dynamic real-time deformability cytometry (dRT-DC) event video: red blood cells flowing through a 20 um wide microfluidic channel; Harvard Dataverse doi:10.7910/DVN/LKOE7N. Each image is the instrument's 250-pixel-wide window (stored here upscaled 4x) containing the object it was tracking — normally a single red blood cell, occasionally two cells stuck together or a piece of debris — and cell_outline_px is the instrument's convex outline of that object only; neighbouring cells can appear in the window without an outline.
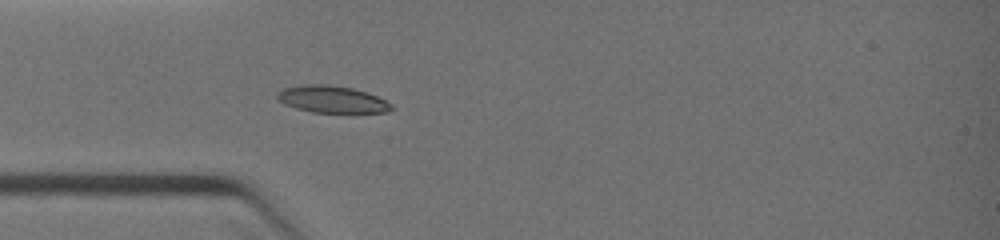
{"species": "common noctule bat (a hibernating species)", "species_latin": "Nyctalus noctula", "temperature_condition": "warm", "stored_images_in_passage": 4, "camera_frame_rate_fps": 3000, "um_per_image_px": 0.085, "animal": {"sex": "female", "body_mass_g": 19.0, "forearm_length_mm": 51.5}, "frame": {"image": 1, "passage_image": 4, "time_ms": 2.0, "image_size_px": [1000, 240], "cell_outline_px": [[392, 108], [384, 112], [312, 112], [296, 108], [284, 104], [276, 96], [276, 92], [280, 88], [304, 84], [328, 84], [352, 88], [376, 96], [392, 104]], "centroid_in_image_um": [28.13, 8.42], "position_along_channel_um": 56.9, "area_um2": 17.8}}